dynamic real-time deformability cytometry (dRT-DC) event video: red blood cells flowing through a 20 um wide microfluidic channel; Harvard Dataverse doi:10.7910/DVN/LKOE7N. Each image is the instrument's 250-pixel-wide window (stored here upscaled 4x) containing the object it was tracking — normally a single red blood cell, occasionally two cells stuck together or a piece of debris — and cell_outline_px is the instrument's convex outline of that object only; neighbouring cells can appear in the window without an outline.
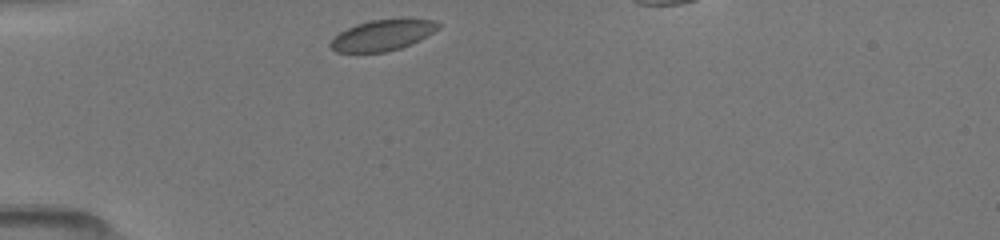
{"species": "common noctule bat (a hibernating species)", "species_latin": "Nyctalus noctula", "temperature_condition": "room temperature", "stored_images_in_passage": 42, "camera_frame_rate_fps": 3000, "um_per_image_px": 0.085, "animal": {"sex": "female", "body_mass_g": 19.5, "forearm_length_mm": 54.1}, "frame": {"image": 1, "passage_image": 1, "time_ms": 0.0, "image_size_px": [1000, 240], "cell_outline_px": [[440, 28], [420, 40], [400, 48], [384, 52], [336, 52], [328, 44], [340, 32], [356, 24], [372, 20], [432, 20], [440, 24]], "centroid_in_image_um": [32.5, 3.01], "position_along_channel_um": 52.5, "area_um2": 18.84}}
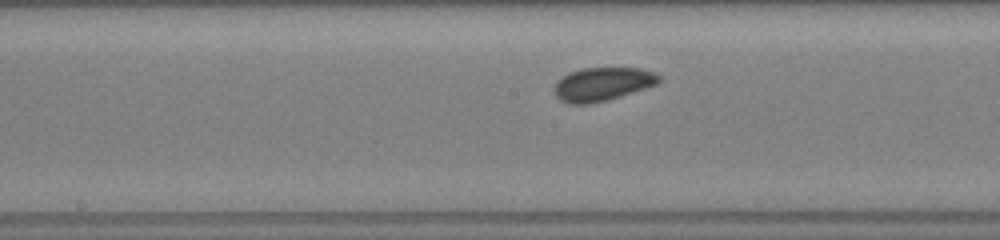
{"frame": {"image": 2, "passage_image": 18, "time_ms": 4.0, "image_size_px": [1000, 240], "cell_outline_px": [[660, 80], [656, 84], [608, 100], [592, 104], [568, 104], [560, 100], [556, 96], [556, 84], [568, 72], [580, 68], [640, 68], [652, 72], [660, 76]], "centroid_in_image_um": [51.19, 7.15], "position_along_channel_um": 197.0, "area_um2": 20.17}}
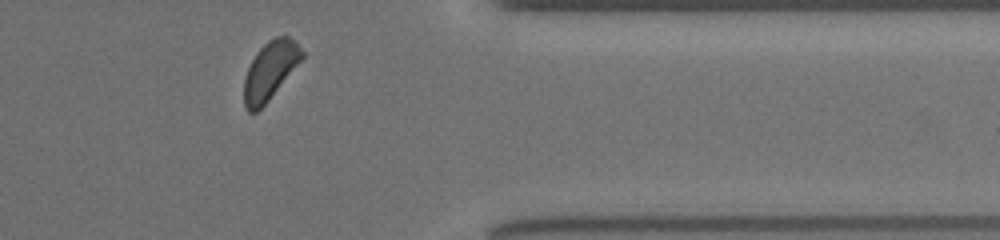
{"frame": {"image": 3, "passage_image": 36, "time_ms": 9.0, "image_size_px": [1000, 240], "cell_outline_px": [[304, 56], [268, 100], [256, 112], [248, 112], [244, 104], [244, 80], [248, 68], [256, 52], [268, 40], [276, 36], [288, 36], [296, 40], [304, 52]], "centroid_in_image_um": [22.96, 5.96], "position_along_channel_um": 388.4, "area_um2": 19.31}}